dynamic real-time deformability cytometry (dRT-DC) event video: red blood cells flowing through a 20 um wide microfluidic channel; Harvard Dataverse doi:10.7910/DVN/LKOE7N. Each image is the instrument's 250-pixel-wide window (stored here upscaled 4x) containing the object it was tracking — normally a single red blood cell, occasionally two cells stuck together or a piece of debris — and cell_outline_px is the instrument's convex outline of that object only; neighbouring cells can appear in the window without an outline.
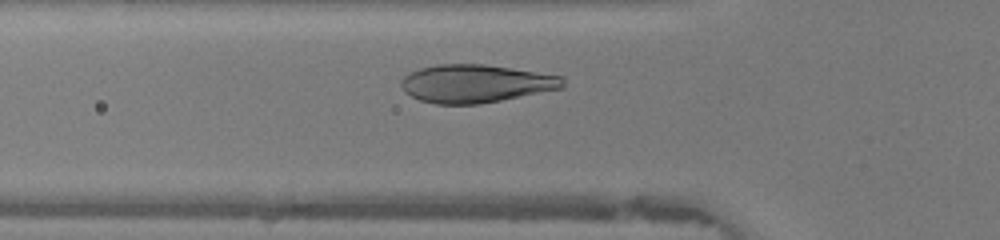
{"species": "human", "species_latin": "Homo sapiens", "temperature_condition": "warm", "stored_images_in_passage": 29, "camera_frame_rate_fps": 3000, "um_per_image_px": 0.085, "donor": {"sex": "female"}, "frame": {"image": 1, "passage_image": 8, "time_ms": 2.333, "image_size_px": [1000, 240], "cell_outline_px": [[564, 88], [480, 104], [436, 104], [420, 100], [404, 92], [400, 84], [400, 80], [404, 76], [420, 68], [436, 64], [484, 64], [564, 76]], "centroid_in_image_um": [40.43, 7.1], "position_along_channel_um": 85.4, "area_um2": 35.89}}
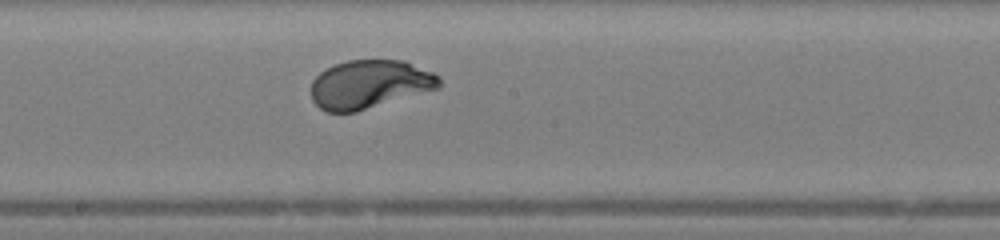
{"frame": {"image": 2, "passage_image": 17, "time_ms": 5.333, "image_size_px": [1000, 240], "cell_outline_px": [[440, 88], [356, 112], [328, 112], [320, 108], [312, 100], [312, 80], [320, 72], [336, 64], [348, 60], [400, 60], [432, 72], [440, 76]], "centroid_in_image_um": [31.41, 7.17], "position_along_channel_um": 216.8, "area_um2": 36.01}}
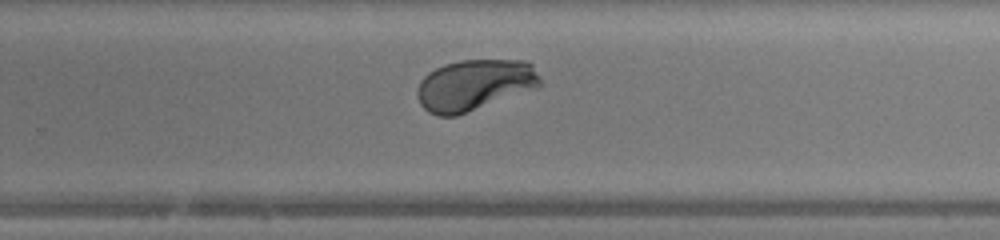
{"frame": {"image": 3, "passage_image": 22, "time_ms": 7.0, "image_size_px": [1000, 240], "cell_outline_px": [[544, 84], [536, 88], [456, 116], [436, 116], [428, 112], [420, 104], [416, 96], [416, 88], [420, 80], [428, 72], [444, 64], [460, 60], [524, 60], [532, 64], [540, 76]], "centroid_in_image_um": [40.31, 7.22], "position_along_channel_um": 289.5, "area_um2": 36.88}, "authors_computed_cell_mechanics": {"area_um2": 36.4718, "velocity_mm_per_s": 4.3666, "shape_relaxation_time_tau1_ms": 1.9985, "shape_relaxation_time_tau2_ms": null, "deformation_change_tau1": 0.1617, "deformation_change_tau2": null}}